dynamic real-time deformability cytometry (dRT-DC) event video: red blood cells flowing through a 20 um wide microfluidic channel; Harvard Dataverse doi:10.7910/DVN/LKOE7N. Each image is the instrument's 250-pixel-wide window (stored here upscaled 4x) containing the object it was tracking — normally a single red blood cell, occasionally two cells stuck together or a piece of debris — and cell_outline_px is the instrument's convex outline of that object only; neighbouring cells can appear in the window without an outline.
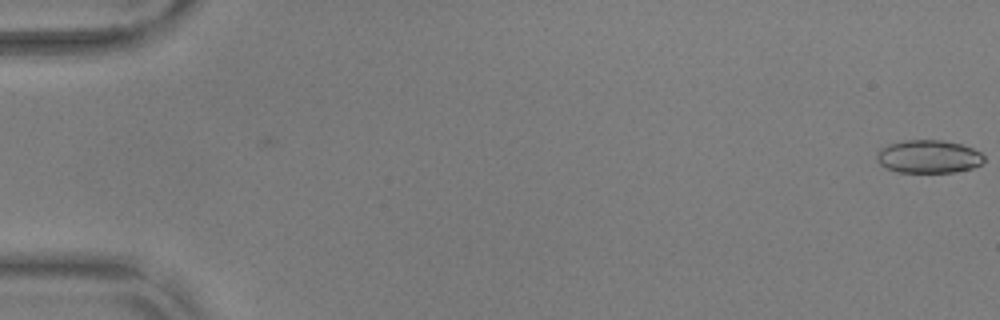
{"species": "common noctule bat (a hibernating species)", "species_latin": "Nyctalus noctula", "temperature_condition": "warm", "stored_images_in_passage": 3, "camera_frame_rate_fps": 3000, "um_per_image_px": 0.085, "animal": {"sex": "male", "body_mass_g": 17.9, "forearm_length_mm": 54.2}, "frame": {"image": 1, "passage_image": 1, "time_ms": 0.0, "image_size_px": [1000, 320], "cell_outline_px": [[984, 160], [980, 164], [972, 168], [952, 172], [896, 172], [880, 164], [876, 156], [880, 148], [888, 144], [904, 140], [944, 140], [960, 144], [972, 148], [980, 152], [984, 156]], "centroid_in_image_um": [78.92, 13.3], "position_along_channel_um": 6.1, "area_um2": 20.58}}